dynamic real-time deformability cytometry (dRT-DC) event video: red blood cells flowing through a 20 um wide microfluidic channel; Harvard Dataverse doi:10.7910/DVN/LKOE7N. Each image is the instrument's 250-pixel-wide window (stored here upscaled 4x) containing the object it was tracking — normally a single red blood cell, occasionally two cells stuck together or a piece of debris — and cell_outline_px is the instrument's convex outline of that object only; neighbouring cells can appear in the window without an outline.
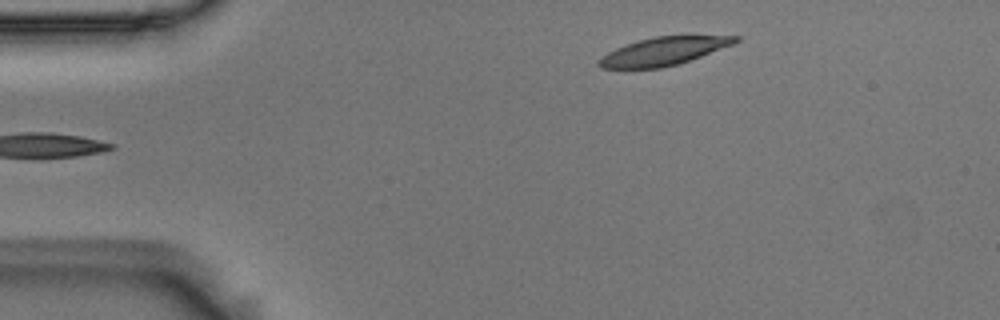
{"species": "Egyptian fruit bat (a non-hibernating species)", "species_latin": "Rousettus aegyptiacus", "temperature_condition": "room temperature", "stored_images_in_passage": 6, "segment_of_instrument_passage": [2, 2], "camera_frame_rate_fps": 3000, "um_per_image_px": 0.085, "animal": {"sex": "male"}, "frame": {"image": 1, "passage_image": 6, "time_ms": 1.667, "image_size_px": [1000, 320], "cell_outline_px": [[740, 40], [732, 44], [680, 64], [660, 68], [600, 68], [596, 64], [596, 60], [600, 56], [624, 44], [656, 36], [740, 36]], "centroid_in_image_um": [56.33, 4.37], "position_along_channel_um": 28.7, "area_um2": 22.2}}